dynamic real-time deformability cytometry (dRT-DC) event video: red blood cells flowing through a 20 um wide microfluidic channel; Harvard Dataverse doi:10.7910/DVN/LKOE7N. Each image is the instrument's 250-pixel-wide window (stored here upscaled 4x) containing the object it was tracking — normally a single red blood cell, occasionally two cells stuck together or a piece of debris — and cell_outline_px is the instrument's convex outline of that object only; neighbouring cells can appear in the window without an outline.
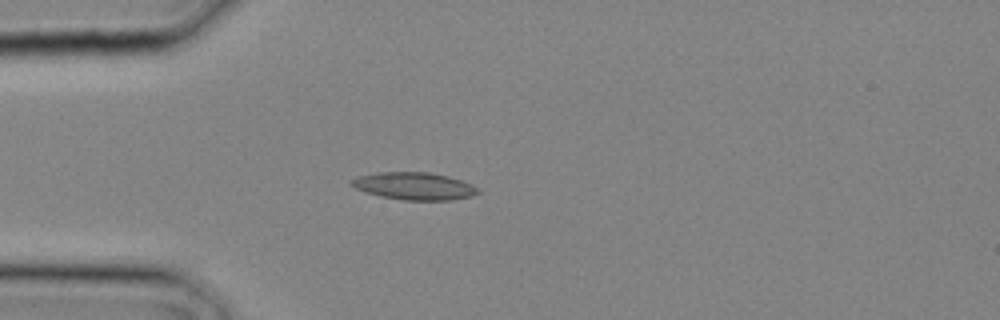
{"species": "common noctule bat (a hibernating species)", "species_latin": "Nyctalus noctula", "temperature_condition": "cold", "stored_images_in_passage": 2, "camera_frame_rate_fps": 3000, "um_per_image_px": 0.085, "animal": {"sex": "male", "body_mass_g": 20.4}, "frame": {"image": 1, "passage_image": 2, "time_ms": 0.333, "image_size_px": [1000, 320], "cell_outline_px": [[480, 192], [472, 196], [452, 200], [404, 200], [380, 196], [364, 192], [348, 184], [348, 180], [360, 176], [380, 172], [428, 172], [448, 176], [472, 184]], "centroid_in_image_um": [35.18, 15.82], "position_along_channel_um": 49.8, "area_um2": 20.23}}